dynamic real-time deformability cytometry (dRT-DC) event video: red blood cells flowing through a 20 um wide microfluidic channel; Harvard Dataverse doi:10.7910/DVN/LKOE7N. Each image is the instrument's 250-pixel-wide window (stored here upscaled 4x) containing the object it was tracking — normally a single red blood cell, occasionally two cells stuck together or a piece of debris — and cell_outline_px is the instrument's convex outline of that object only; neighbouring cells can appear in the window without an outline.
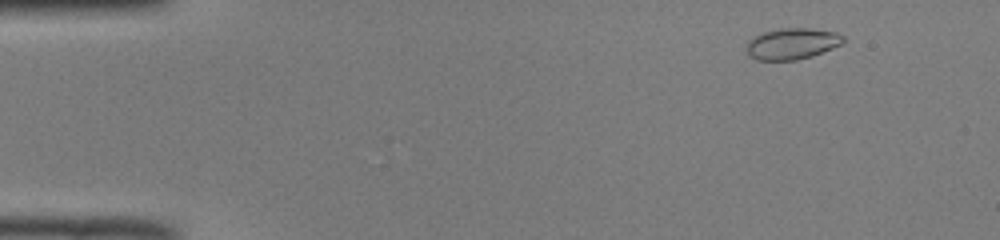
{"species": "common noctule bat (a hibernating species)", "species_latin": "Nyctalus noctula", "temperature_condition": "room temperature", "stored_images_in_passage": 50, "camera_frame_rate_fps": 3000, "um_per_image_px": 0.085, "animal": {"sex": "male", "body_mass_g": 19.0, "forearm_length_mm": 50.8}, "frame": {"image": 1, "passage_image": 4, "time_ms": 1.0, "image_size_px": [1000, 240], "cell_outline_px": [[844, 40], [840, 44], [832, 48], [812, 56], [796, 60], [756, 60], [748, 56], [748, 40], [764, 32], [780, 28], [808, 28], [836, 32], [844, 36]], "centroid_in_image_um": [67.32, 3.72], "position_along_channel_um": 17.7, "area_um2": 17.46}}
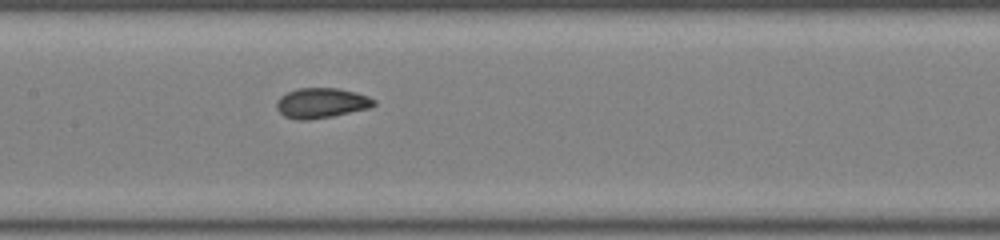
{"frame": {"image": 2, "passage_image": 24, "time_ms": 7.667, "image_size_px": [1000, 240], "cell_outline_px": [[376, 104], [368, 108], [332, 116], [308, 120], [300, 120], [284, 116], [276, 108], [276, 100], [280, 96], [296, 88], [336, 88], [356, 92], [368, 96], [376, 100]], "centroid_in_image_um": [27.3, 8.75], "position_along_channel_um": 180.1, "area_um2": 17.05}}
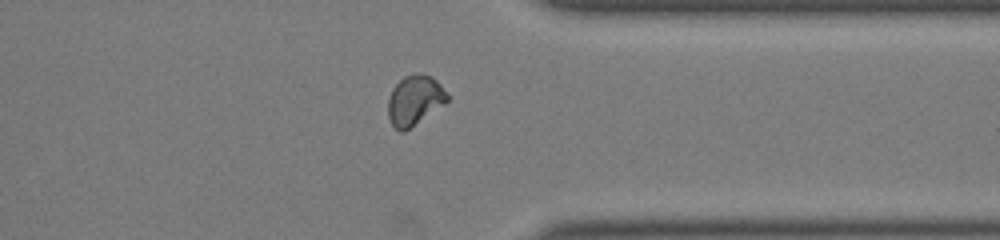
{"frame": {"image": 3, "passage_image": 39, "time_ms": 12.667, "image_size_px": [1000, 240], "cell_outline_px": [[448, 100], [444, 104], [404, 132], [400, 132], [392, 124], [388, 116], [388, 96], [392, 88], [404, 76], [432, 76], [440, 84], [448, 96]], "centroid_in_image_um": [35.22, 8.56], "position_along_channel_um": 376.2, "area_um2": 16.76}}